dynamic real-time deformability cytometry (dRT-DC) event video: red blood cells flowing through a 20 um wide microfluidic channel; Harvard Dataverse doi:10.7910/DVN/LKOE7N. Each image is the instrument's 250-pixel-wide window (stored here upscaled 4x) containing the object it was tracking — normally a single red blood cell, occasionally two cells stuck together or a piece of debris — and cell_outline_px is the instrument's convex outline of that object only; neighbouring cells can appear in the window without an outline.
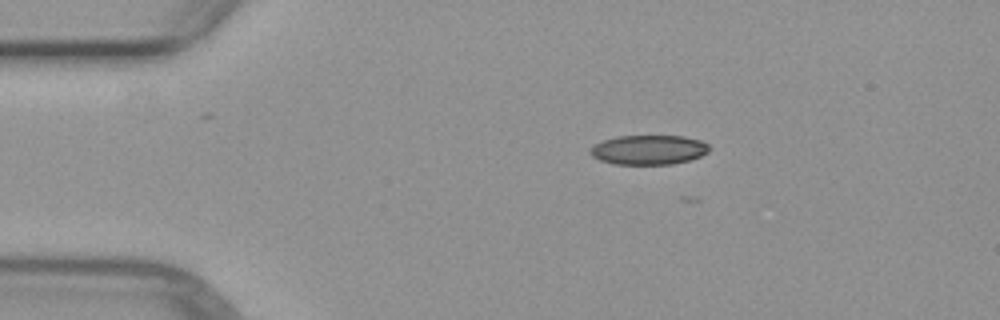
{"species": "common noctule bat (a hibernating species)", "species_latin": "Nyctalus noctula", "temperature_condition": "warm", "stored_images_in_passage": 4, "camera_frame_rate_fps": 3000, "um_per_image_px": 0.085, "animal": {"sex": "female", "body_mass_g": 29.2, "forearm_length_mm": 56.3}, "frame": {"image": 1, "passage_image": 2, "time_ms": 1.333, "image_size_px": [1000, 320], "cell_outline_px": [[708, 152], [700, 156], [688, 160], [672, 164], [612, 164], [600, 160], [592, 156], [588, 152], [596, 144], [604, 140], [616, 136], [684, 136], [700, 140], [708, 144]], "centroid_in_image_um": [55.12, 12.73], "position_along_channel_um": 29.9, "area_um2": 20.35}}